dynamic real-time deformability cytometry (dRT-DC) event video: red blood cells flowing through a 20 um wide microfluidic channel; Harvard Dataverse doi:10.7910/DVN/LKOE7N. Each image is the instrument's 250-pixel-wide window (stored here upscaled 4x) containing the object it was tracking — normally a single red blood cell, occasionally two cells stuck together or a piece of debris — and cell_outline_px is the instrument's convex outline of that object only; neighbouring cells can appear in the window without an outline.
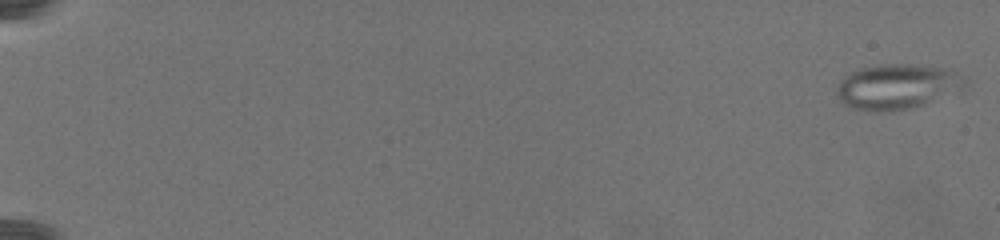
{"species": "common noctule bat (a hibernating species)", "species_latin": "Nyctalus noctula", "temperature_condition": "warm", "stored_images_in_passage": 72, "camera_frame_rate_fps": 3000, "um_per_image_px": 0.085, "animal": {"sex": "female", "body_mass_g": 19.5, "forearm_length_mm": 54.1}, "frame": {"image": 1, "passage_image": 2, "time_ms": 0.333, "image_size_px": [1000, 240], "cell_outline_px": [[968, 84], [964, 92], [924, 104], [908, 108], [880, 112], [868, 112], [852, 108], [844, 104], [836, 96], [836, 88], [840, 80], [844, 76], [860, 68], [884, 64], [912, 64], [944, 68], [968, 80]], "centroid_in_image_um": [76.29, 7.38], "position_along_channel_um": 8.7, "area_um2": 34.22}}
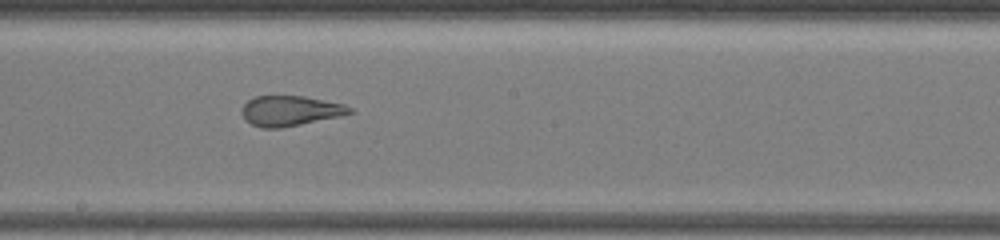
{"frame": {"image": 2, "passage_image": 41, "time_ms": 15.667, "image_size_px": [1000, 240], "cell_outline_px": [[356, 112], [340, 116], [280, 128], [264, 128], [252, 124], [244, 120], [240, 112], [240, 108], [248, 100], [256, 96], [304, 96], [344, 104], [352, 108]], "centroid_in_image_um": [24.65, 9.41], "position_along_channel_um": 223.6, "area_um2": 19.02}}
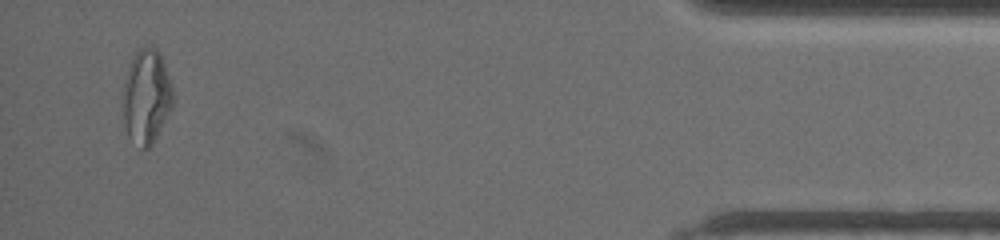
{"frame": {"image": 3, "passage_image": 66, "time_ms": 25.0, "image_size_px": [1000, 240], "cell_outline_px": [[172, 108], [152, 144], [148, 148], [140, 148], [128, 136], [124, 124], [124, 80], [128, 68], [136, 52], [140, 48], [152, 44], [160, 52], [172, 88]], "centroid_in_image_um": [12.45, 8.2], "position_along_channel_um": 422.8, "area_um2": 27.17}}